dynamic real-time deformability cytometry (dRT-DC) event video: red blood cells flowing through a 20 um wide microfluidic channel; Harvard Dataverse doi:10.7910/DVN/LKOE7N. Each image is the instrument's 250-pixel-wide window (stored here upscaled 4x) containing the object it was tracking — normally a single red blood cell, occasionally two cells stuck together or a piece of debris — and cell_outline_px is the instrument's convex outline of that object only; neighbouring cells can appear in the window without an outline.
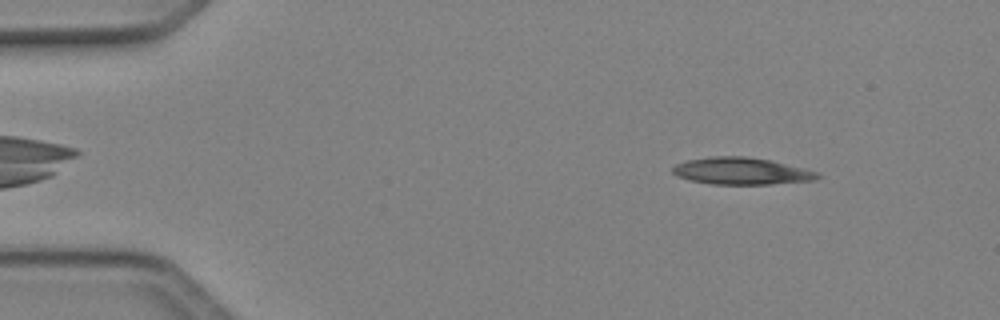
{"species": "Egyptian fruit bat (a non-hibernating species)", "species_latin": "Rousettus aegyptiacus", "temperature_condition": "cold", "stored_images_in_passage": 47, "camera_frame_rate_fps": 3000, "um_per_image_px": 0.085, "animal": {"sex": "female"}, "frame": {"image": 1, "passage_image": 5, "time_ms": 1.333, "image_size_px": [1000, 320], "cell_outline_px": [[824, 176], [816, 180], [768, 184], [712, 184], [688, 180], [676, 176], [672, 172], [672, 168], [676, 164], [688, 160], [712, 156], [748, 156], [772, 160], [820, 172]], "centroid_in_image_um": [63.06, 14.54], "position_along_channel_um": 21.9, "area_um2": 23.06}}
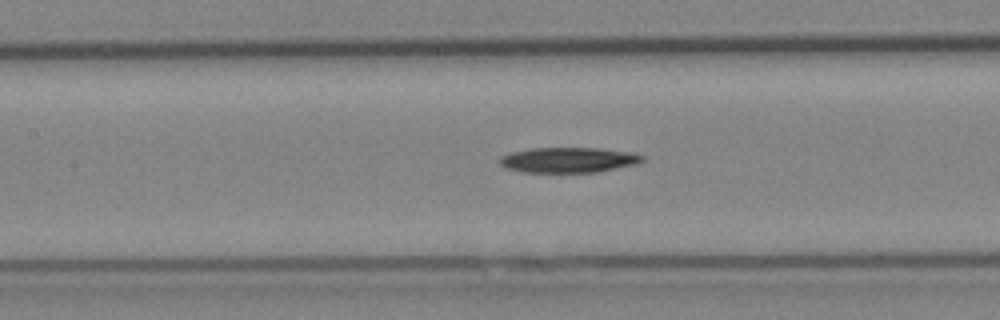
{"frame": {"image": 2, "passage_image": 21, "time_ms": 6.667, "image_size_px": [1000, 320], "cell_outline_px": [[644, 160], [632, 164], [596, 172], [524, 172], [504, 168], [496, 160], [500, 156], [512, 152], [528, 148], [600, 148], [632, 152], [644, 156]], "centroid_in_image_um": [48.23, 13.59], "position_along_channel_um": 159.2, "area_um2": 20.98}}
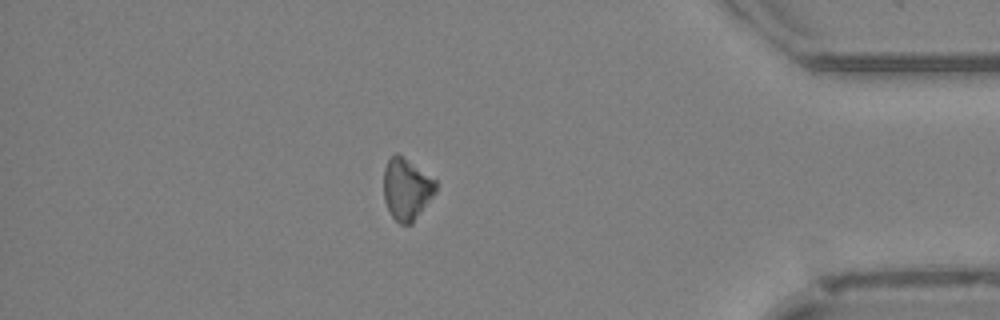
{"frame": {"image": 3, "passage_image": 41, "time_ms": 13.333, "image_size_px": [1000, 320], "cell_outline_px": [[436, 192], [412, 224], [400, 224], [392, 216], [384, 200], [384, 168], [388, 160], [396, 152], [436, 180]], "centroid_in_image_um": [34.56, 16.08], "position_along_channel_um": 400.6, "area_um2": 18.5}, "authors_computed_cell_mechanics": {"area_um2": 21.0392, "velocity_mm_per_s": 4.1492, "shape_relaxation_time_tau1_ms": 2.4649, "shape_relaxation_time_tau2_ms": null, "deformation_change_tau1": 0.069, "deformation_change_tau2": null}}